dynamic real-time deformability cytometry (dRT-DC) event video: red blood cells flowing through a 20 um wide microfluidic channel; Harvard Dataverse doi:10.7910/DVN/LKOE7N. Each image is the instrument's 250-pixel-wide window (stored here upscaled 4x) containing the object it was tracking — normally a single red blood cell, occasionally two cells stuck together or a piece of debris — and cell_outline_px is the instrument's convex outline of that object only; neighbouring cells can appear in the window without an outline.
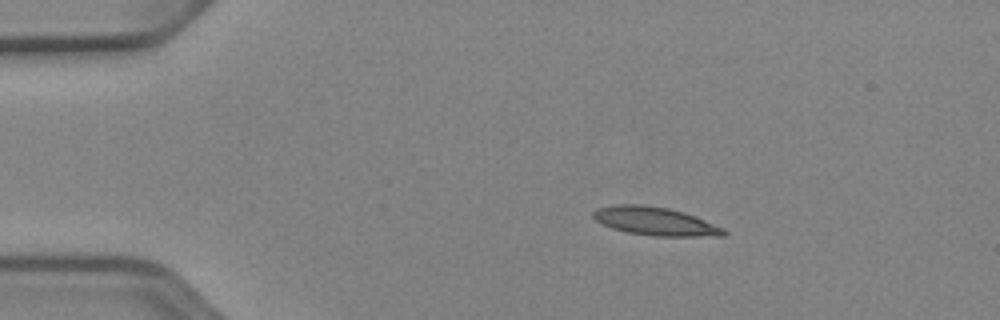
{"species": "Egyptian fruit bat (a non-hibernating species)", "species_latin": "Rousettus aegyptiacus", "temperature_condition": "cold", "stored_images_in_passage": 43, "camera_frame_rate_fps": 3000, "um_per_image_px": 0.085, "animal": {"sex": "female"}, "frame": {"image": 1, "passage_image": 1, "time_ms": 0.0, "image_size_px": [1000, 320], "cell_outline_px": [[728, 232], [724, 236], [652, 236], [628, 232], [612, 228], [596, 220], [592, 216], [592, 212], [596, 208], [612, 204], [640, 204], [668, 208], [684, 212], [724, 228]], "centroid_in_image_um": [55.67, 18.8], "position_along_channel_um": 29.3, "area_um2": 21.56}}
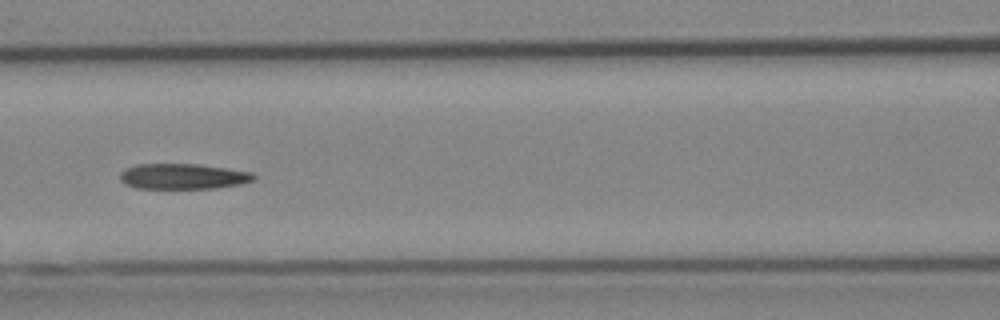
{"frame": {"image": 2, "passage_image": 15, "time_ms": 4.667, "image_size_px": [1000, 320], "cell_outline_px": [[256, 180], [240, 184], [216, 188], [136, 188], [124, 184], [120, 180], [120, 172], [136, 164], [196, 164], [252, 172], [256, 176]], "centroid_in_image_um": [15.56, 15.0], "position_along_channel_um": 151.0, "area_um2": 19.83}}
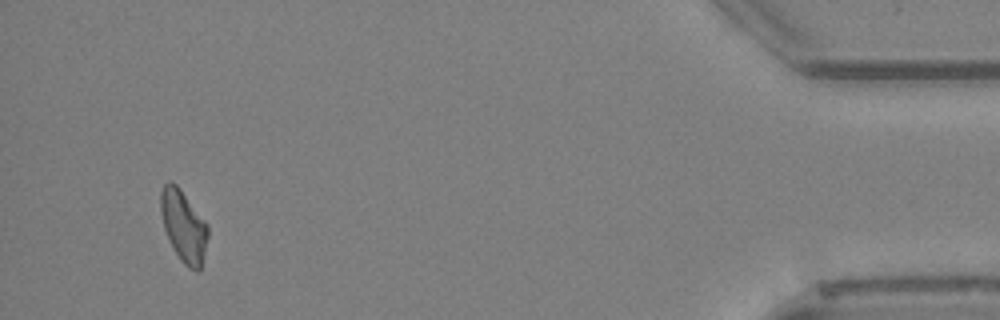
{"frame": {"image": 3, "passage_image": 41, "time_ms": 13.333, "image_size_px": [1000, 320], "cell_outline_px": [[208, 236], [200, 268], [196, 272], [188, 268], [180, 260], [164, 228], [160, 212], [160, 192], [164, 184], [168, 180], [172, 180], [180, 188], [208, 224]], "centroid_in_image_um": [15.59, 19.17], "position_along_channel_um": 419.6, "area_um2": 19.59}, "authors_computed_cell_mechanics": {"area_um2": 20.3456, "velocity_mm_per_s": 3.9332, "shape_relaxation_time_tau1_ms": null, "shape_relaxation_time_tau2_ms": 7.1543, "deformation_change_tau1": null, "deformation_change_tau2": 0.1597}}